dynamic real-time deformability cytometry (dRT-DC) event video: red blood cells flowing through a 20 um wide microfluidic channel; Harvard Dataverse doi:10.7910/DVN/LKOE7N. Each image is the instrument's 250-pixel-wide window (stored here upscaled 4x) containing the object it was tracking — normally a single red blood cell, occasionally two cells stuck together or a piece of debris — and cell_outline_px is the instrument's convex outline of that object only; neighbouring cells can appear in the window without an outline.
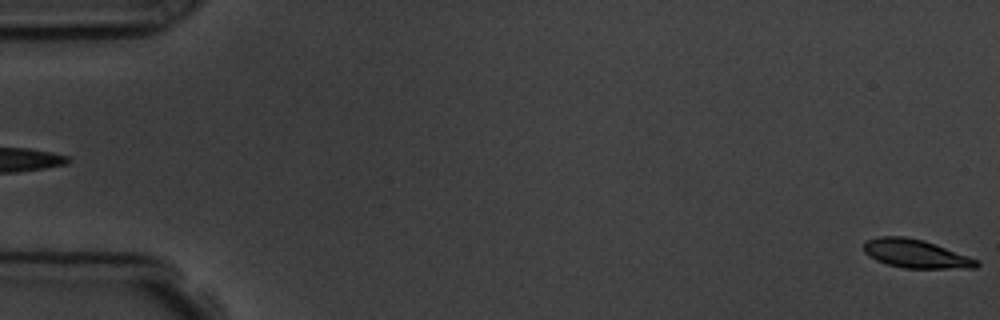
{"species": "common noctule bat (a hibernating species)", "species_latin": "Nyctalus noctula", "temperature_condition": "room temperature", "stored_images_in_passage": 5, "segment_of_instrument_passage": [2, 2], "camera_frame_rate_fps": 3000, "um_per_image_px": 0.085, "animal": {"sex": "male", "body_mass_g": 19.5, "forearm_length_mm": 54.6}, "frame": {"image": 1, "passage_image": 5, "time_ms": 4.667, "image_size_px": [1000, 320], "cell_outline_px": [[980, 264], [976, 268], [904, 268], [888, 264], [876, 260], [868, 256], [864, 252], [864, 244], [868, 240], [880, 236], [904, 236], [924, 240], [980, 260]], "centroid_in_image_um": [77.86, 21.57], "position_along_channel_um": 7.1, "area_um2": 18.73}}